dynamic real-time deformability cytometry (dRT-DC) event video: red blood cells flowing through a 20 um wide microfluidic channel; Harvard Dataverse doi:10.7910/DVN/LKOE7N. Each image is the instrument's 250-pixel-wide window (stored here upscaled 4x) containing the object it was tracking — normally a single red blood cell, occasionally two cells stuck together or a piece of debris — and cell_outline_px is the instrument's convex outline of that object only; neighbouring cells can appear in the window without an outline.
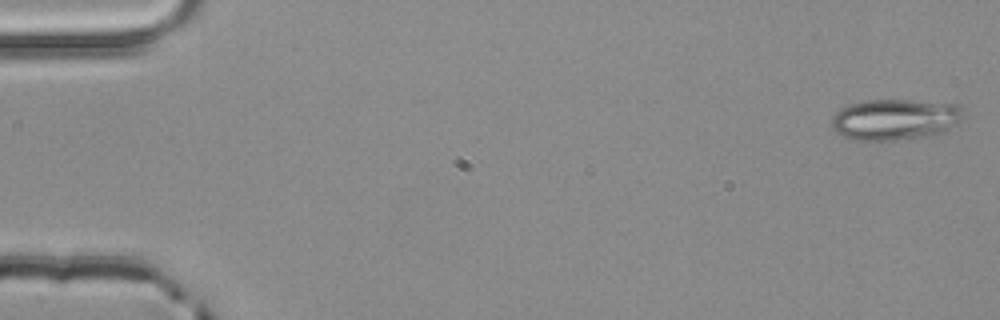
{"species": "common noctule bat (a hibernating species)", "species_latin": "Nyctalus noctula", "temperature_condition": "room temperature", "stored_images_in_passage": 3, "camera_frame_rate_fps": 3000, "um_per_image_px": 0.085, "animal": {"sex": "male", "body_mass_g": 20.4}, "frame": {"image": 1, "passage_image": 1, "time_ms": 0.0, "image_size_px": [1000, 320], "cell_outline_px": [[964, 112], [960, 120], [956, 124], [944, 132], [936, 136], [892, 140], [848, 140], [836, 132], [832, 128], [832, 116], [840, 108], [848, 104], [868, 100], [912, 100], [960, 104]], "centroid_in_image_um": [76.08, 10.16], "position_along_channel_um": 8.9, "area_um2": 32.02}}